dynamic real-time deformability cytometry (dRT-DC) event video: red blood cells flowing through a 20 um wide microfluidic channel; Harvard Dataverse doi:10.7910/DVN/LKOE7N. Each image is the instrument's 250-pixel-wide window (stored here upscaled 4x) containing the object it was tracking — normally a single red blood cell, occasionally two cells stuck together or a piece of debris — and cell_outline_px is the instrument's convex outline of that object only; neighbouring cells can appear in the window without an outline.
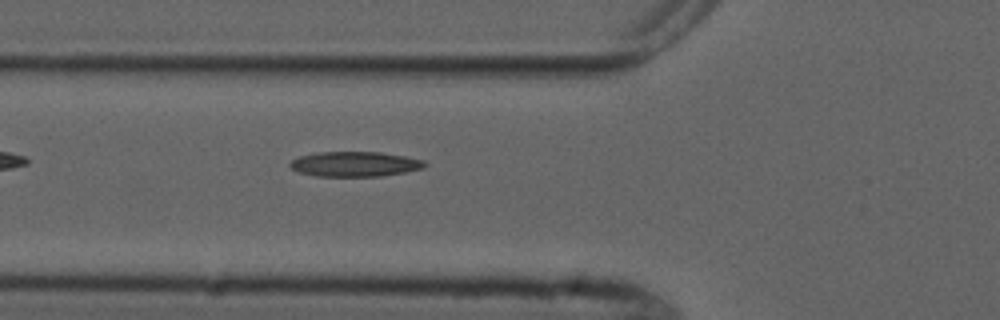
{"species": "common noctule bat (a hibernating species)", "species_latin": "Nyctalus noctula", "temperature_condition": "cold", "stored_images_in_passage": 5, "camera_frame_rate_fps": 3000, "um_per_image_px": 0.085, "animal": {"sex": "male", "forearm_length_mm": 52.5}, "frame": {"image": 1, "passage_image": 5, "time_ms": 5.333, "image_size_px": [1000, 320], "cell_outline_px": [[428, 164], [424, 168], [404, 172], [380, 176], [316, 176], [300, 172], [292, 168], [288, 164], [292, 160], [300, 156], [320, 152], [380, 152], [404, 156], [424, 160]], "centroid_in_image_um": [30.19, 13.94], "position_along_channel_um": 95.6, "area_um2": 19.48}}